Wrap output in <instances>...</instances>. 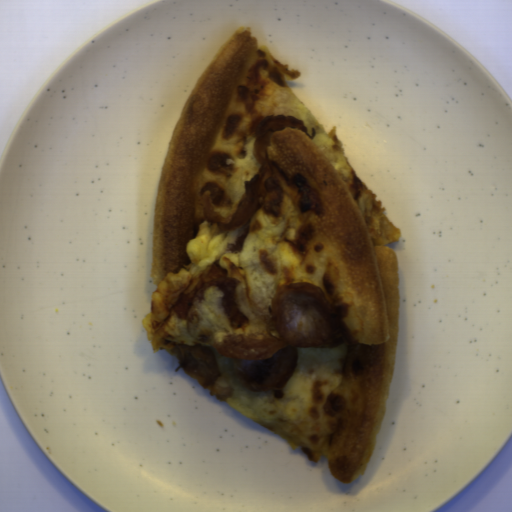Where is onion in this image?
<instances>
[{
  "label": "onion",
  "mask_w": 512,
  "mask_h": 512,
  "mask_svg": "<svg viewBox=\"0 0 512 512\" xmlns=\"http://www.w3.org/2000/svg\"><path fill=\"white\" fill-rule=\"evenodd\" d=\"M269 143L268 135L258 138L256 150L261 169L246 185L244 199L235 208L232 216H223L215 211L212 201L207 195L203 208L204 219L210 224H214L217 231L224 233L244 226L263 206L267 181L272 175L268 153Z\"/></svg>",
  "instance_id": "obj_1"
}]
</instances>
